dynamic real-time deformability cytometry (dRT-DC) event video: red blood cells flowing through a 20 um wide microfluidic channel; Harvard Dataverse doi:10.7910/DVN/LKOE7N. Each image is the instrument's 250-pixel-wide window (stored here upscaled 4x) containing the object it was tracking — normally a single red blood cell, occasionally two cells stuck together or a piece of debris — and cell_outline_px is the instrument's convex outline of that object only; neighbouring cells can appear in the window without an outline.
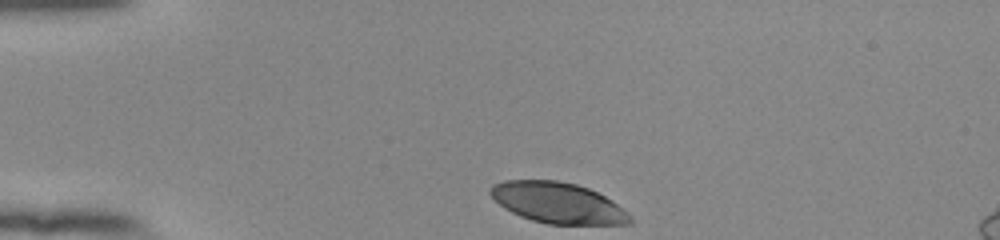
{"species": "human", "species_latin": "Homo sapiens", "temperature_condition": "room temperature", "stored_images_in_passage": 34, "camera_frame_rate_fps": 3000, "um_per_image_px": 0.085, "donor": {"sex": "female"}, "frame": {"image": 1, "passage_image": 1, "time_ms": 0.0, "image_size_px": [1000, 240], "cell_outline_px": [[632, 224], [548, 224], [532, 220], [520, 216], [504, 208], [488, 192], [488, 188], [492, 184], [504, 180], [556, 180], [576, 184], [588, 188], [612, 200], [632, 216]], "centroid_in_image_um": [47.41, 17.24], "position_along_channel_um": 37.6, "area_um2": 33.23}}
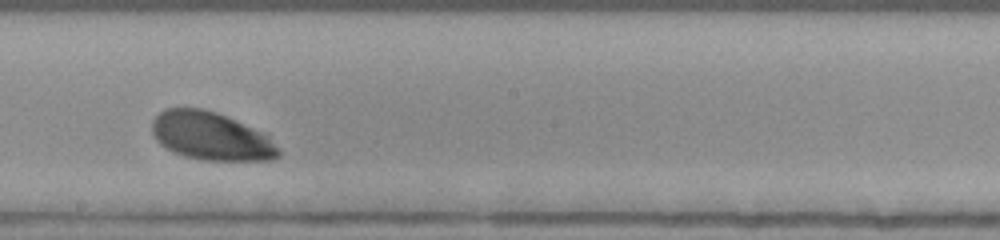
{"frame": {"image": 2, "passage_image": 20, "time_ms": 6.333, "image_size_px": [1000, 240], "cell_outline_px": [[280, 156], [272, 160], [200, 160], [184, 156], [160, 144], [156, 140], [152, 132], [152, 120], [164, 108], [204, 108], [228, 116], [264, 132], [268, 136], [280, 152]], "centroid_in_image_um": [17.94, 11.56], "position_along_channel_um": 230.3, "area_um2": 35.55}}
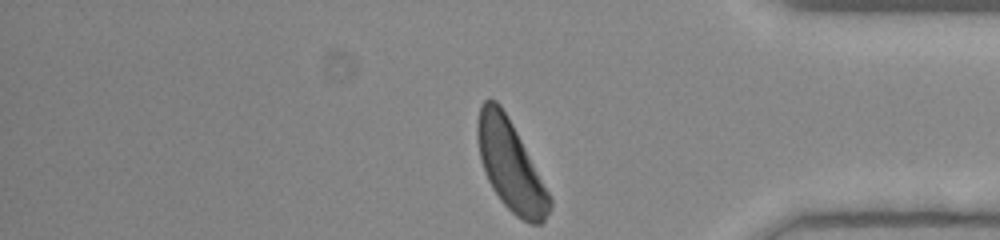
{"frame": {"image": 3, "passage_image": 34, "time_ms": 11.0, "image_size_px": [1000, 240], "cell_outline_px": [[552, 208], [544, 220], [540, 224], [532, 224], [516, 216], [500, 200], [492, 188], [488, 180], [480, 160], [476, 136], [476, 120], [480, 104], [484, 100], [496, 100], [500, 104], [512, 124], [548, 192], [552, 200]], "centroid_in_image_um": [43.35, 14.06], "position_along_channel_um": 391.8, "area_um2": 37.4}, "authors_computed_cell_mechanics": {"area_um2": 36.0094, "velocity_mm_per_s": 3.812, "shape_relaxation_time_tau1_ms": 1.9185, "shape_relaxation_time_tau2_ms": null, "deformation_change_tau1": 0.1241, "deformation_change_tau2": null}}